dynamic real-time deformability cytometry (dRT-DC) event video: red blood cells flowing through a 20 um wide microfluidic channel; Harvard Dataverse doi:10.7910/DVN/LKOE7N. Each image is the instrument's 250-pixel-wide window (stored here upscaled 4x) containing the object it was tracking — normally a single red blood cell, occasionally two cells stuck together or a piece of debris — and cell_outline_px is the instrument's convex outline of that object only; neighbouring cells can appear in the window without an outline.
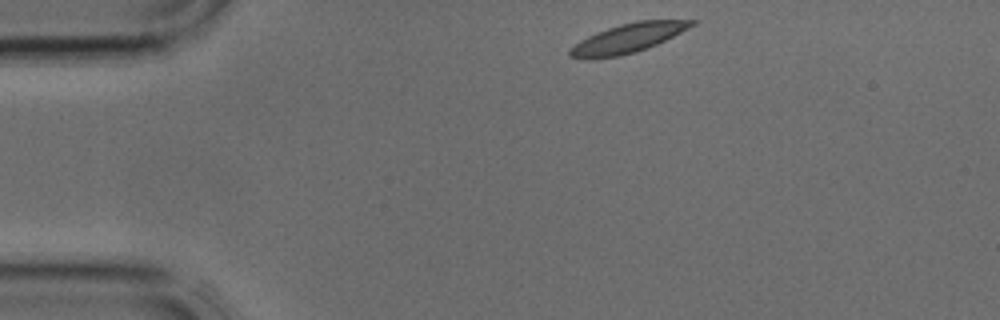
{"species": "common noctule bat (a hibernating species)", "species_latin": "Nyctalus noctula", "temperature_condition": "cold", "stored_images_in_passage": 34, "camera_frame_rate_fps": 3000, "um_per_image_px": 0.085, "animal": {"sex": "male", "body_mass_g": 17.9, "forearm_length_mm": 54.2}, "frame": {"image": 1, "passage_image": 1, "time_ms": 0.0, "image_size_px": [1000, 320], "cell_outline_px": [[700, 20], [696, 24], [656, 44], [636, 52], [620, 56], [588, 60], [568, 56], [568, 52], [580, 40], [596, 32], [620, 24], [636, 20]], "centroid_in_image_um": [53.34, 3.25], "position_along_channel_um": 31.7, "area_um2": 20.63}}
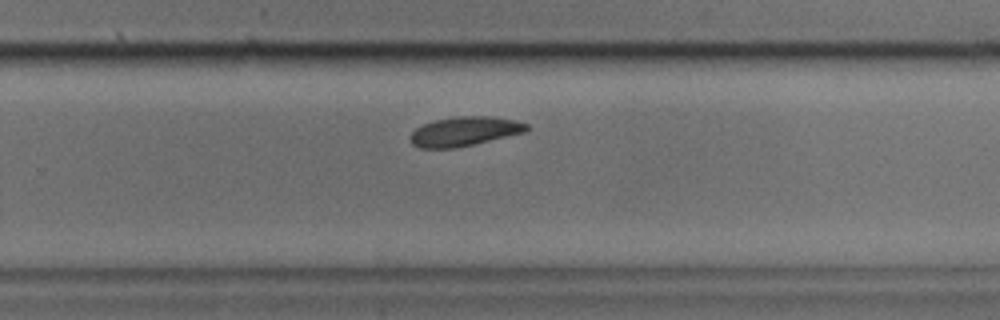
{"frame": {"image": 2, "passage_image": 20, "time_ms": 6.333, "image_size_px": [1000, 320], "cell_outline_px": [[532, 128], [528, 132], [456, 148], [420, 148], [412, 144], [408, 136], [416, 128], [424, 124], [436, 120], [456, 116], [492, 116], [516, 120], [528, 124]], "centroid_in_image_um": [39.54, 11.17], "position_along_channel_um": 290.3, "area_um2": 20.17}}
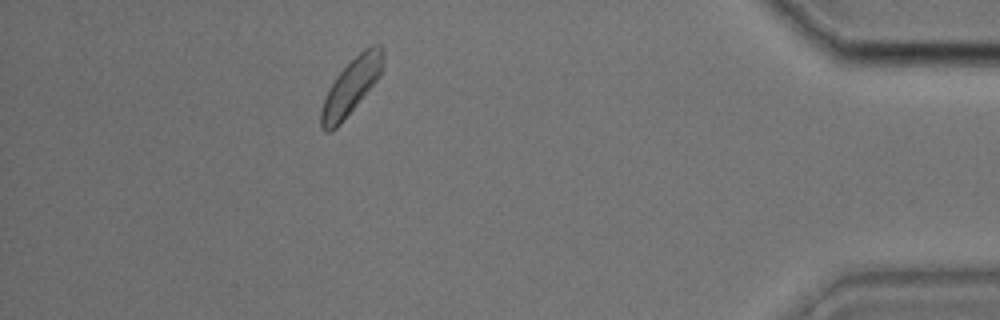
{"frame": {"image": 3, "passage_image": 30, "time_ms": 9.667, "image_size_px": [1000, 320], "cell_outline_px": [[384, 56], [380, 76], [340, 124], [332, 132], [324, 132], [320, 128], [320, 112], [324, 96], [328, 88], [336, 76], [364, 48], [372, 44], [380, 44], [384, 48]], "centroid_in_image_um": [29.82, 7.36], "position_along_channel_um": 405.4, "area_um2": 20.11}}